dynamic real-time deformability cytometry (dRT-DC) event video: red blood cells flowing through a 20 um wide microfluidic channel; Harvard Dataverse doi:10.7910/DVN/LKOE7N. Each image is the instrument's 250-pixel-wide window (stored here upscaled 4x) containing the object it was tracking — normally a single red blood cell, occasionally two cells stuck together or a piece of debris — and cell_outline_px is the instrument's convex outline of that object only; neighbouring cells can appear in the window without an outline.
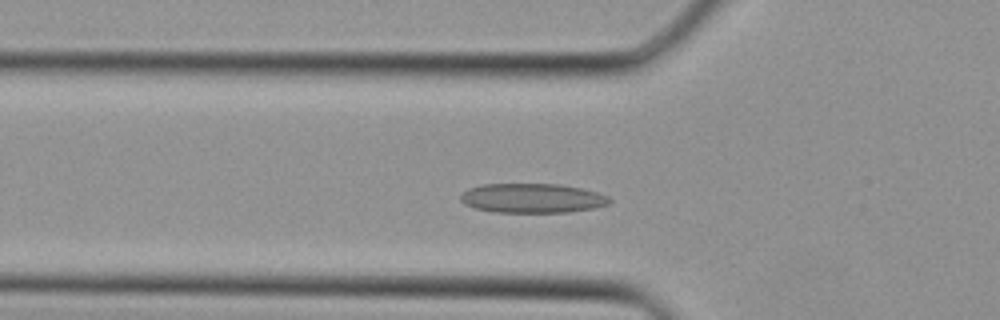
{"species": "Egyptian fruit bat (a non-hibernating species)", "species_latin": "Rousettus aegyptiacus", "temperature_condition": "cold", "stored_images_in_passage": 33, "camera_frame_rate_fps": 3000, "um_per_image_px": 0.085, "animal": {"sex": "female"}, "frame": {"image": 1, "passage_image": 8, "time_ms": 2.333, "image_size_px": [1000, 320], "cell_outline_px": [[612, 200], [608, 204], [592, 208], [568, 212], [496, 212], [476, 208], [464, 204], [460, 200], [460, 196], [468, 188], [484, 184], [560, 184], [580, 188], [596, 192], [608, 196]], "centroid_in_image_um": [45.23, 16.84], "position_along_channel_um": 80.6, "area_um2": 25.37}}
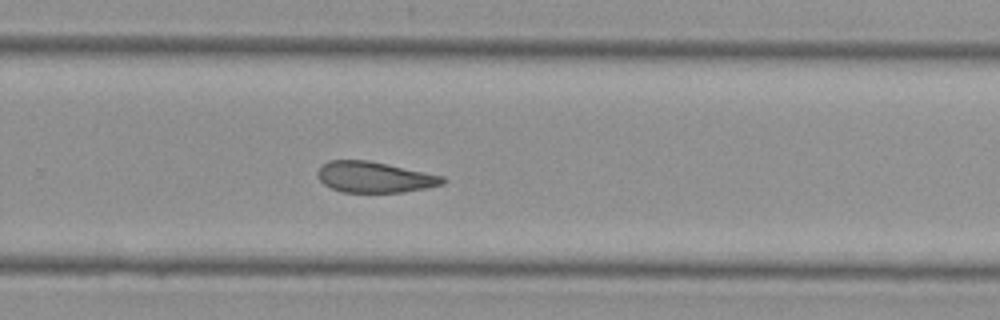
{"frame": {"image": 2, "passage_image": 20, "time_ms": 6.333, "image_size_px": [1000, 320], "cell_outline_px": [[448, 180], [444, 184], [428, 188], [404, 192], [340, 192], [324, 184], [320, 180], [316, 172], [320, 164], [328, 160], [368, 160], [444, 176]], "centroid_in_image_um": [31.83, 15.05], "position_along_channel_um": 298.0, "area_um2": 22.72}}
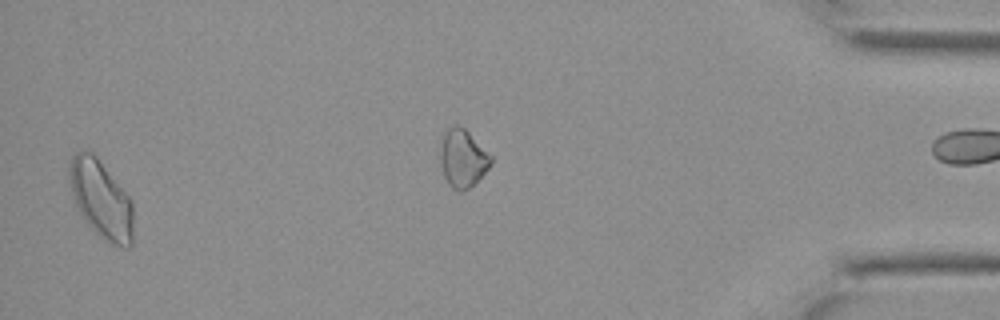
{"frame": {"image": 3, "passage_image": 32, "time_ms": 10.333, "image_size_px": [1000, 320], "cell_outline_px": [[132, 244], [128, 248], [124, 248], [112, 244], [104, 240], [88, 224], [80, 212], [76, 204], [72, 192], [68, 176], [68, 168], [72, 156], [80, 148], [92, 152], [96, 156], [132, 200]], "centroid_in_image_um": [8.58, 16.92], "position_along_channel_um": 426.6, "area_um2": 28.84}}